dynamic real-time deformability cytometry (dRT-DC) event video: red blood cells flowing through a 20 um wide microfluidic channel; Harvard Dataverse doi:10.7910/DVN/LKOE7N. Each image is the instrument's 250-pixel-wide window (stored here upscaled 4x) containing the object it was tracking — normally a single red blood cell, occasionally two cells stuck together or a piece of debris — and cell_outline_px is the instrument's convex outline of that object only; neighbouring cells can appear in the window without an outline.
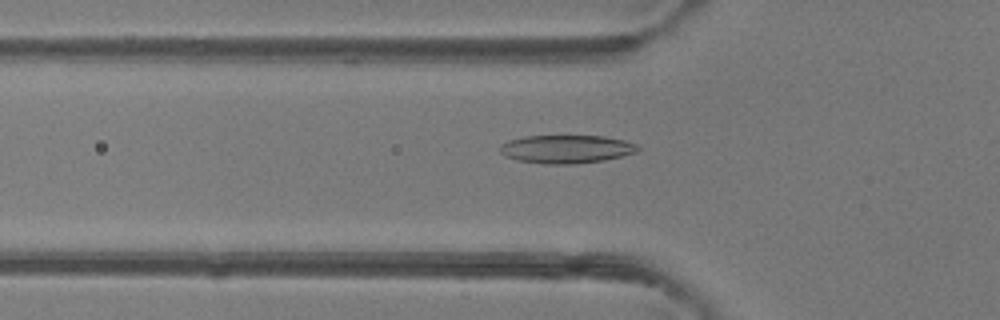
{"species": "common noctule bat (a hibernating species)", "species_latin": "Nyctalus noctula", "temperature_condition": "room temperature", "stored_images_in_passage": 37, "camera_frame_rate_fps": 3000, "um_per_image_px": 0.085, "animal": {"sex": "female"}, "frame": {"image": 1, "passage_image": 4, "time_ms": 1.0, "image_size_px": [1000, 320], "cell_outline_px": [[640, 148], [636, 152], [604, 160], [572, 164], [544, 164], [516, 160], [504, 156], [500, 152], [500, 144], [508, 140], [524, 136], [604, 136], [624, 140], [640, 144]], "centroid_in_image_um": [48.12, 12.67], "position_along_channel_um": 77.7, "area_um2": 22.83}}
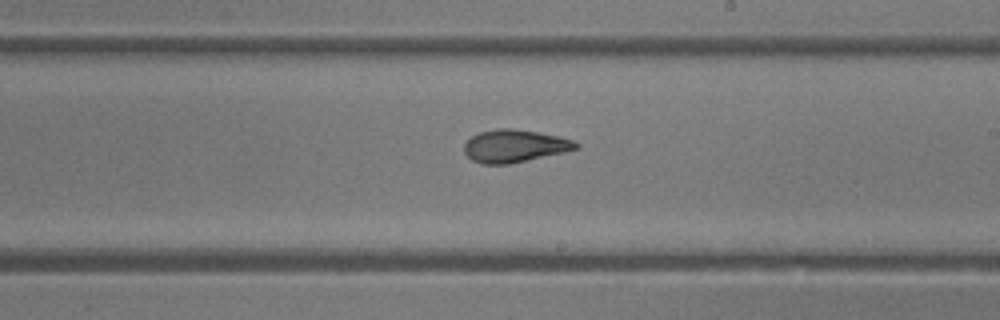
{"frame": {"image": 2, "passage_image": 16, "time_ms": 5.0, "image_size_px": [1000, 320], "cell_outline_px": [[580, 148], [564, 152], [508, 164], [484, 164], [472, 160], [464, 152], [464, 144], [472, 136], [480, 132], [496, 128], [512, 128], [540, 132], [560, 136], [572, 140], [580, 144]], "centroid_in_image_um": [43.76, 12.39], "position_along_channel_um": 245.2, "area_um2": 21.27}}
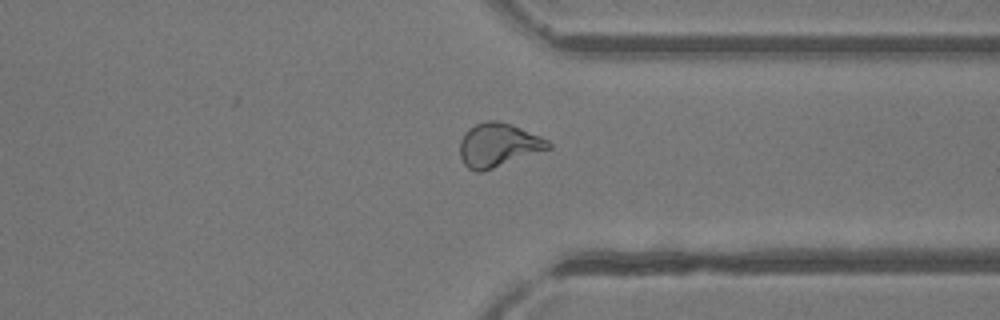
{"frame": {"image": 3, "passage_image": 25, "time_ms": 8.0, "image_size_px": [1000, 320], "cell_outline_px": [[552, 148], [480, 172], [476, 172], [468, 168], [464, 164], [460, 156], [460, 140], [464, 132], [468, 128], [484, 120], [496, 120], [520, 128], [540, 136], [548, 140], [552, 144]], "centroid_in_image_um": [42.33, 12.32], "position_along_channel_um": 369.1, "area_um2": 22.37}, "authors_computed_cell_mechanics": {"area_um2": 21.675, "velocity_mm_per_s": 4.1721, "shape_relaxation_time_tau1_ms": 7.8118, "shape_relaxation_time_tau2_ms": 2.0614, "deformation_change_tau1": 0.2357, "deformation_change_tau2": 0.0726}}